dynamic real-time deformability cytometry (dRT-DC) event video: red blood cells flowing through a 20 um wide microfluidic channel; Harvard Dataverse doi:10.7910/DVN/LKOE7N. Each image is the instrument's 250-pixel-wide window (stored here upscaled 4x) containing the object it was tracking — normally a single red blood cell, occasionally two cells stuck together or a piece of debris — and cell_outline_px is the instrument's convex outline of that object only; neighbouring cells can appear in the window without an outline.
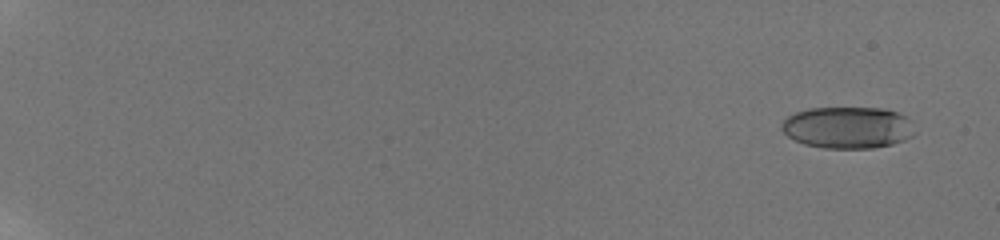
{"species": "human", "species_latin": "Homo sapiens", "temperature_condition": "room temperature", "stored_images_in_passage": 15, "camera_frame_rate_fps": 3000, "um_per_image_px": 0.085, "donor": {"sex": "male"}, "frame": {"image": 1, "passage_image": 2, "time_ms": 0.667, "image_size_px": [1000, 240], "cell_outline_px": [[916, 132], [912, 136], [904, 140], [892, 144], [872, 148], [824, 148], [804, 144], [788, 136], [780, 128], [780, 124], [788, 116], [796, 112], [808, 108], [884, 108], [896, 112], [912, 120]], "centroid_in_image_um": [72.08, 10.84], "position_along_channel_um": 12.9, "area_um2": 32.54}}
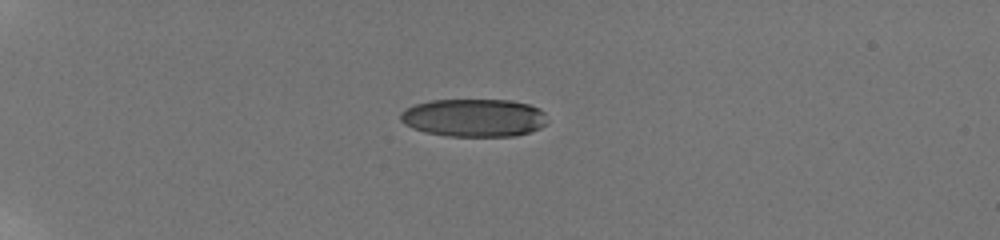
{"frame": {"image": 2, "passage_image": 8, "time_ms": 5.667, "image_size_px": [1000, 240], "cell_outline_px": [[548, 124], [540, 128], [516, 136], [448, 136], [424, 132], [412, 128], [404, 124], [400, 120], [400, 112], [416, 104], [432, 100], [512, 100], [528, 104], [540, 108], [544, 112], [548, 120]], "centroid_in_image_um": [40.31, 10.01], "position_along_channel_um": 44.7, "area_um2": 32.71}}
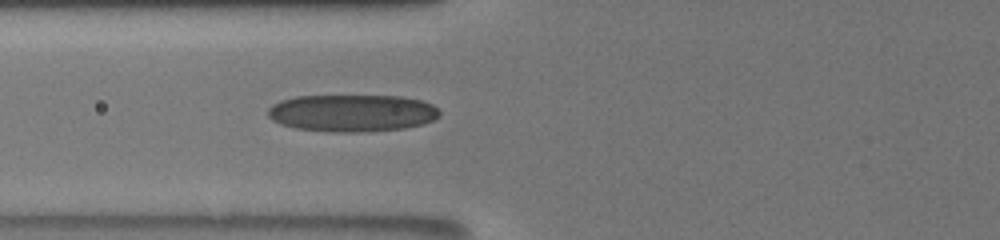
{"frame": {"image": 3, "passage_image": 13, "time_ms": 8.667, "image_size_px": [1000, 240], "cell_outline_px": [[440, 116], [424, 124], [404, 128], [364, 132], [332, 132], [296, 128], [280, 124], [272, 120], [268, 116], [268, 108], [272, 104], [280, 100], [296, 96], [400, 96], [420, 100], [432, 104], [440, 112]], "centroid_in_image_um": [29.91, 9.61], "position_along_channel_um": 95.9, "area_um2": 37.34}}